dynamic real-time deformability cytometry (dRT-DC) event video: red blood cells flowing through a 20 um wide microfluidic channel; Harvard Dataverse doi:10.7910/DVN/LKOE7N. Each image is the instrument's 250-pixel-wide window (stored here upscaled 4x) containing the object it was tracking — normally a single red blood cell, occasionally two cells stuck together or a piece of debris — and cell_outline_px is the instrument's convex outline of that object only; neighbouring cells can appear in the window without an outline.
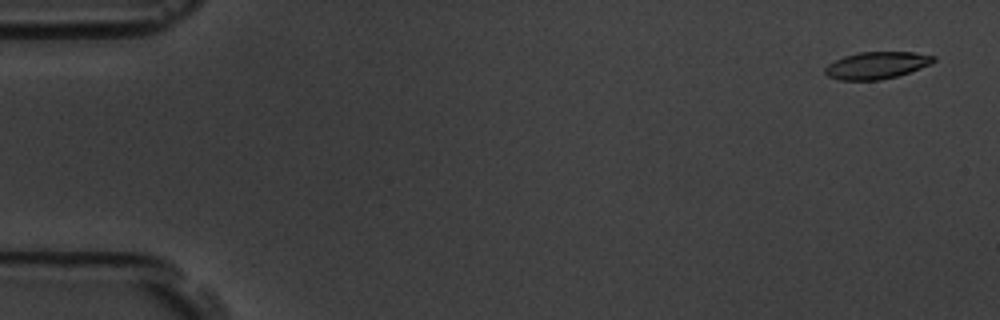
{"species": "common noctule bat (a hibernating species)", "species_latin": "Nyctalus noctula", "temperature_condition": "room temperature", "stored_images_in_passage": 56, "camera_frame_rate_fps": 3000, "um_per_image_px": 0.085, "animal": {"sex": "male", "body_mass_g": 19.5, "forearm_length_mm": 54.6}, "frame": {"image": 1, "passage_image": 3, "time_ms": 0.667, "image_size_px": [1000, 320], "cell_outline_px": [[936, 60], [932, 64], [896, 76], [880, 80], [840, 80], [828, 76], [824, 72], [824, 68], [828, 64], [844, 56], [860, 52], [916, 52], [936, 56]], "centroid_in_image_um": [74.53, 5.54], "position_along_channel_um": 10.5, "area_um2": 17.11}}
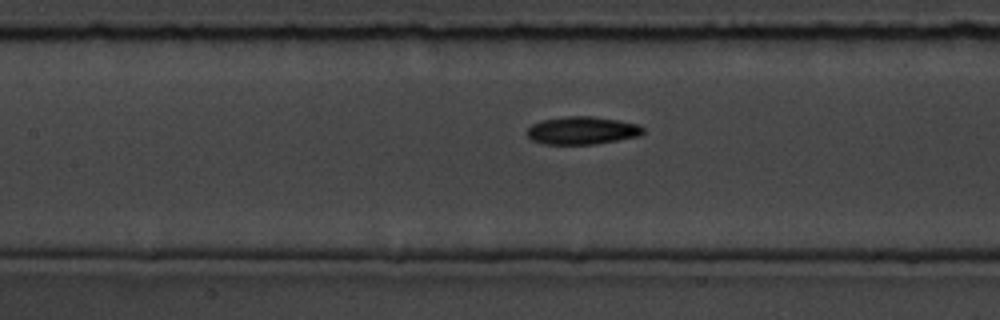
{"frame": {"image": 2, "passage_image": 26, "time_ms": 8.333, "image_size_px": [1000, 320], "cell_outline_px": [[644, 132], [640, 136], [596, 144], [544, 144], [532, 140], [528, 136], [528, 128], [532, 124], [544, 120], [568, 116], [592, 116], [616, 120], [636, 124], [644, 128]], "centroid_in_image_um": [49.49, 11.1], "position_along_channel_um": 157.9, "area_um2": 18.61}}
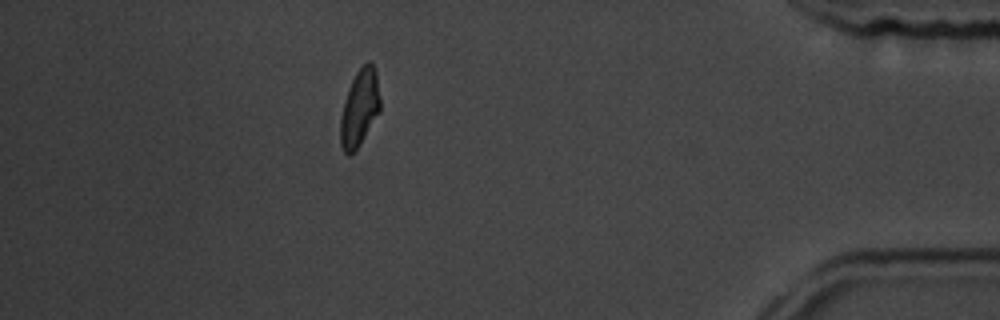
{"frame": {"image": 3, "passage_image": 50, "time_ms": 16.333, "image_size_px": [1000, 320], "cell_outline_px": [[380, 112], [360, 144], [348, 156], [344, 152], [340, 144], [340, 116], [344, 100], [348, 88], [356, 72], [368, 60], [372, 64], [376, 72], [380, 96]], "centroid_in_image_um": [30.56, 9.18], "position_along_channel_um": 404.6, "area_um2": 17.86}, "authors_computed_cell_mechanics": {"area_um2": 18.207, "velocity_mm_per_s": 3.6779, "shape_relaxation_time_tau1_ms": 3.1601, "shape_relaxation_time_tau2_ms": 8.1772, "deformation_change_tau1": 0.1267, "deformation_change_tau2": 0.1646}}